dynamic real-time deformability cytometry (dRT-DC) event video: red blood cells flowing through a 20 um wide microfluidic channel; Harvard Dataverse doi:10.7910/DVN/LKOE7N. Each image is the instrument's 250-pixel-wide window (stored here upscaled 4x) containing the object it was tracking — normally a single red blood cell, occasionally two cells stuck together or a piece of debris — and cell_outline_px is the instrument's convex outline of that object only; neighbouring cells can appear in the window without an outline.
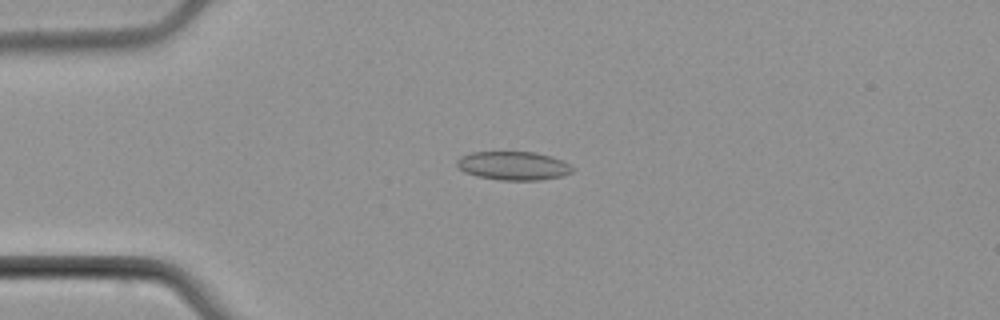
{"species": "common noctule bat (a hibernating species)", "species_latin": "Nyctalus noctula", "temperature_condition": "cold", "stored_images_in_passage": 7, "camera_frame_rate_fps": 3000, "um_per_image_px": 0.085, "animal": {"sex": "male", "body_mass_g": 21.5, "forearm_length_mm": 52.0}, "frame": {"image": 1, "passage_image": 4, "time_ms": 3.667, "image_size_px": [1000, 320], "cell_outline_px": [[572, 172], [560, 176], [540, 180], [500, 180], [476, 176], [464, 172], [456, 164], [456, 160], [460, 156], [472, 152], [532, 152], [552, 156], [568, 164], [572, 168]], "centroid_in_image_um": [43.58, 14.09], "position_along_channel_um": 41.4, "area_um2": 19.13}}
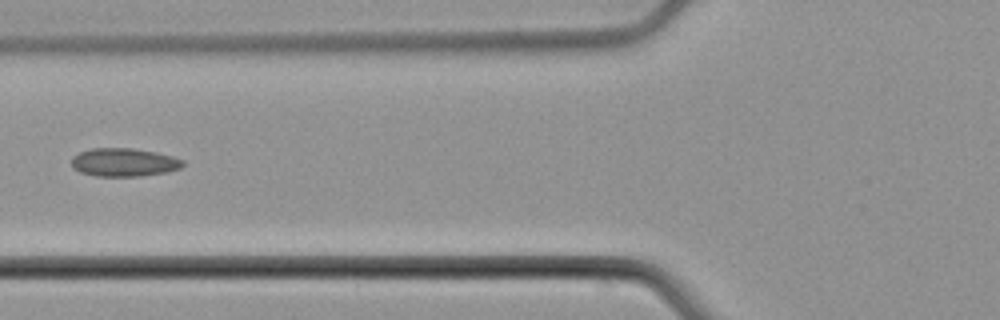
{"frame": {"image": 2, "passage_image": 6, "time_ms": 6.333, "image_size_px": [1000, 320], "cell_outline_px": [[184, 164], [180, 168], [168, 172], [140, 176], [96, 176], [80, 172], [72, 168], [72, 156], [80, 152], [92, 148], [132, 148], [156, 152], [172, 156], [184, 160]], "centroid_in_image_um": [10.54, 13.8], "position_along_channel_um": 115.3, "area_um2": 18.44}}
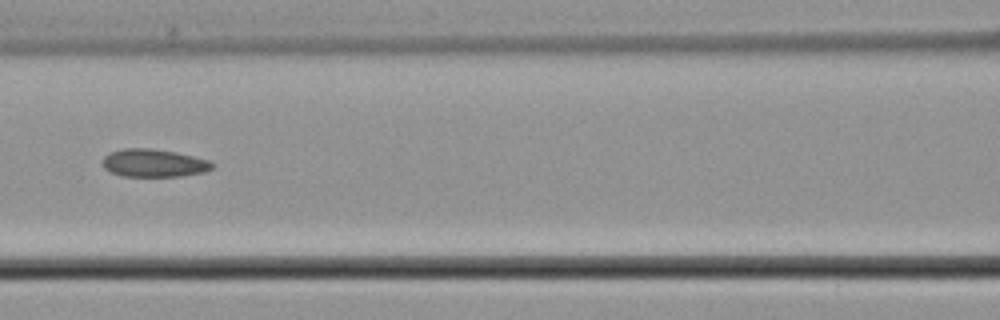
{"frame": {"image": 3, "passage_image": 7, "time_ms": 7.333, "image_size_px": [1000, 320], "cell_outline_px": [[216, 164], [212, 168], [204, 172], [180, 176], [120, 176], [104, 168], [104, 156], [108, 152], [124, 148], [152, 148], [176, 152], [208, 160]], "centroid_in_image_um": [13.07, 13.85], "position_along_channel_um": 153.5, "area_um2": 17.8}}